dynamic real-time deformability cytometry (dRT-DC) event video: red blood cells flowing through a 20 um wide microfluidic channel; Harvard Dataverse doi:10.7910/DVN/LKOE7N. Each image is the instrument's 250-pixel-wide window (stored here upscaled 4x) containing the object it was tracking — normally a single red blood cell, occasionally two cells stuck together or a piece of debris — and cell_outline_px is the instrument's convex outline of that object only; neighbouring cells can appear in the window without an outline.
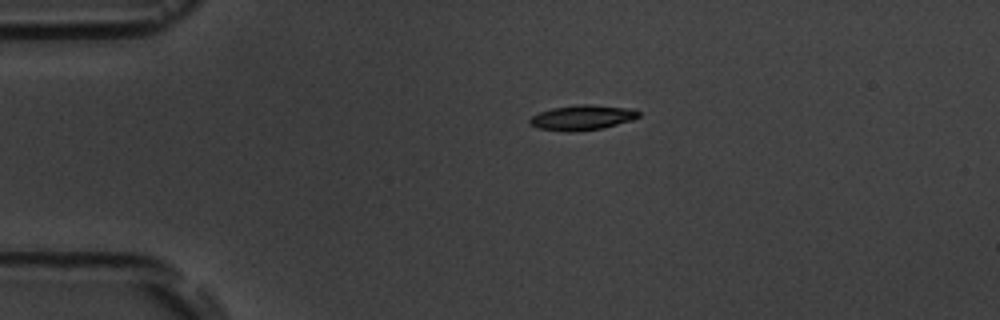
{"species": "common noctule bat (a hibernating species)", "species_latin": "Nyctalus noctula", "temperature_condition": "room temperature", "stored_images_in_passage": 7, "camera_frame_rate_fps": 3000, "um_per_image_px": 0.085, "animal": {"sex": "male", "body_mass_g": 19.5, "forearm_length_mm": 54.6}, "frame": {"image": 1, "passage_image": 1, "time_ms": 0.0, "image_size_px": [1000, 320], "cell_outline_px": [[640, 116], [632, 120], [600, 128], [576, 132], [568, 132], [536, 128], [528, 124], [528, 120], [532, 116], [540, 112], [552, 108], [576, 104], [592, 104], [636, 108], [640, 112]], "centroid_in_image_um": [49.49, 9.98], "position_along_channel_um": 35.5, "area_um2": 16.18}}
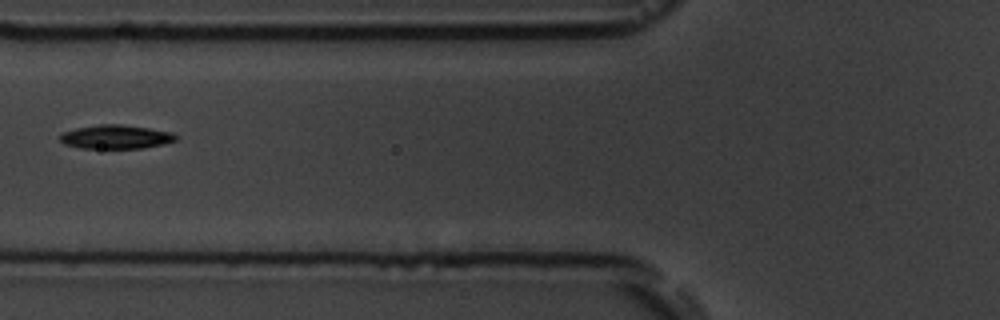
{"frame": {"image": 2, "passage_image": 4, "time_ms": 3.333, "image_size_px": [1000, 320], "cell_outline_px": [[176, 140], [164, 144], [144, 148], [80, 148], [64, 144], [60, 140], [60, 136], [64, 132], [76, 128], [100, 124], [120, 124], [148, 128], [172, 132], [176, 136]], "centroid_in_image_um": [9.85, 11.64], "position_along_channel_um": 116.0, "area_um2": 16.01}}
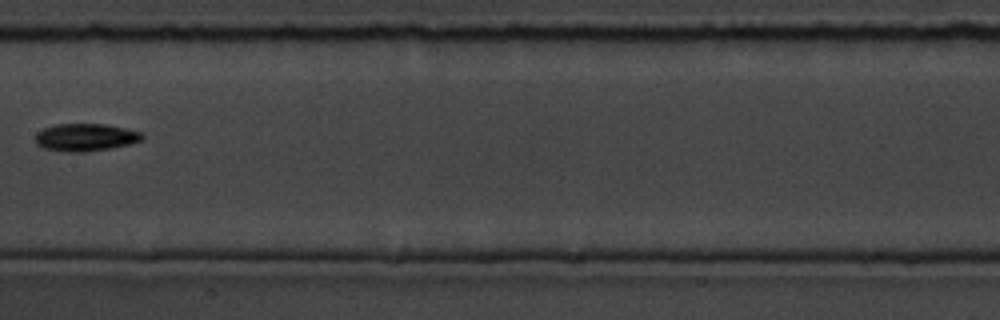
{"frame": {"image": 3, "passage_image": 6, "time_ms": 5.667, "image_size_px": [1000, 320], "cell_outline_px": [[144, 136], [140, 140], [128, 144], [88, 152], [64, 152], [44, 148], [36, 144], [36, 132], [44, 128], [56, 124], [104, 124], [144, 132]], "centroid_in_image_um": [7.25, 11.67], "position_along_channel_um": 200.2, "area_um2": 17.11}}